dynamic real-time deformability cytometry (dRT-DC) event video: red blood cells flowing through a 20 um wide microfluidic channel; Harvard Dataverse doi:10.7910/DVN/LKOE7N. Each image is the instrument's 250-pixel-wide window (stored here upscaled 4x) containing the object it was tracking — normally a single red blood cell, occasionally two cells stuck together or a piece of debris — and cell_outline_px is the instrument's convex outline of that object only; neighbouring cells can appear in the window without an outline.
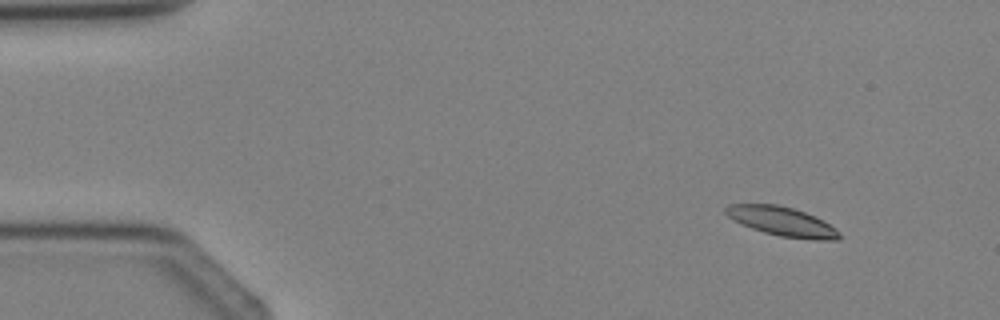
{"species": "Egyptian fruit bat (a non-hibernating species)", "species_latin": "Rousettus aegyptiacus", "temperature_condition": "cold", "stored_images_in_passage": 2, "camera_frame_rate_fps": 3000, "um_per_image_px": 0.085, "animal": {"sex": "female"}, "frame": {"image": 1, "passage_image": 2, "time_ms": 1.333, "image_size_px": [1000, 320], "cell_outline_px": [[840, 240], [816, 240], [780, 236], [764, 232], [752, 228], [728, 216], [724, 212], [724, 208], [728, 204], [776, 204], [792, 208], [816, 216], [824, 220], [836, 228], [840, 232]], "centroid_in_image_um": [66.53, 18.82], "position_along_channel_um": 18.5, "area_um2": 19.25}}